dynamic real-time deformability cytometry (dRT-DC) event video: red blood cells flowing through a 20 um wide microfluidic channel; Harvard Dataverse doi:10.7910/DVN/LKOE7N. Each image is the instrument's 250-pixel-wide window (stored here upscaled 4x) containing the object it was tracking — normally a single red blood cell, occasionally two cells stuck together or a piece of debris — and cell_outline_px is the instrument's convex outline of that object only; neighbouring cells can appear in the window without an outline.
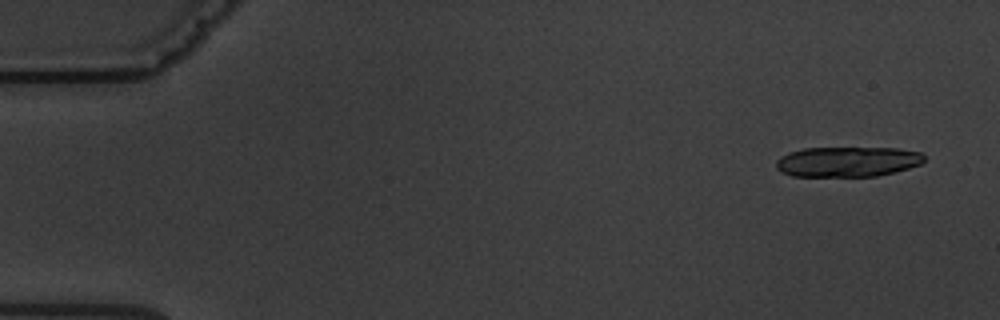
{"species": "common noctule bat (a hibernating species)", "species_latin": "Nyctalus noctula", "temperature_condition": "warm", "stored_images_in_passage": 3, "camera_frame_rate_fps": 3000, "um_per_image_px": 0.085, "animal": {"sex": "male", "body_mass_g": 19.5, "forearm_length_mm": 54.6}, "frame": {"image": 1, "passage_image": 1, "time_ms": 0.0, "image_size_px": [1000, 320], "cell_outline_px": [[924, 160], [920, 164], [896, 172], [876, 176], [792, 176], [780, 172], [776, 168], [776, 160], [780, 156], [788, 152], [804, 148], [896, 148], [920, 152], [924, 156]], "centroid_in_image_um": [72.0, 13.74], "position_along_channel_um": 13.0, "area_um2": 26.13}}